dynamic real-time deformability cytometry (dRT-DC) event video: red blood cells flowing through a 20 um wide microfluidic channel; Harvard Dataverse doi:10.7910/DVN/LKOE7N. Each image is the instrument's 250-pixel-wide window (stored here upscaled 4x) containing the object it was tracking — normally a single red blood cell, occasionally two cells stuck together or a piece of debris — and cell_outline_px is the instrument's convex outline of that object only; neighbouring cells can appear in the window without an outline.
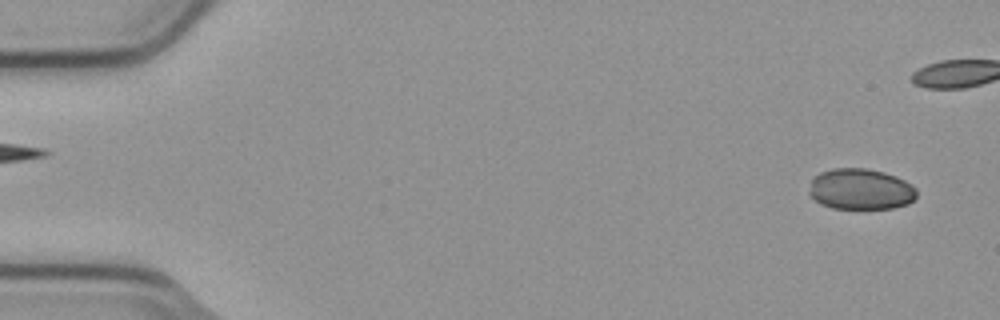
{"species": "common noctule bat (a hibernating species)", "species_latin": "Nyctalus noctula", "temperature_condition": "cold", "stored_images_in_passage": 2, "segment_of_instrument_passage": [2, 2], "camera_frame_rate_fps": 3000, "um_per_image_px": 0.085, "animal": {"sex": "male", "body_mass_g": 23.1, "forearm_length_mm": 52.7}, "frame": {"image": 1, "passage_image": 2, "time_ms": 0.333, "image_size_px": [1000, 320], "cell_outline_px": [[916, 196], [908, 204], [892, 208], [832, 208], [820, 204], [808, 192], [812, 180], [820, 172], [832, 168], [868, 168], [884, 172], [896, 176], [912, 184], [916, 188]], "centroid_in_image_um": [73.16, 16.07], "position_along_channel_um": 11.8, "area_um2": 25.66}}